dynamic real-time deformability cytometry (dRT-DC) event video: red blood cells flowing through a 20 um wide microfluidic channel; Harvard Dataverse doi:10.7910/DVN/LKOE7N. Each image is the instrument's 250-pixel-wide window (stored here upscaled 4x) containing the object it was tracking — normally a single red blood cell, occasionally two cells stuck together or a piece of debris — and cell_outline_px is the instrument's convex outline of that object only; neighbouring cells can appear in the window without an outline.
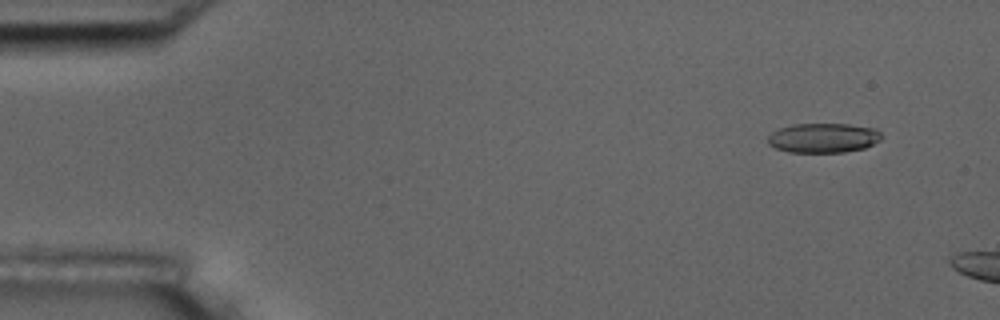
{"species": "common noctule bat (a hibernating species)", "species_latin": "Nyctalus noctula", "temperature_condition": "room temperature", "stored_images_in_passage": 10, "camera_frame_rate_fps": 3000, "um_per_image_px": 0.085, "animal": {"sex": "male", "body_mass_g": 17.5, "forearm_length_mm": 52.3}, "frame": {"image": 1, "passage_image": 5, "time_ms": 1.333, "image_size_px": [1000, 320], "cell_outline_px": [[880, 140], [864, 148], [844, 152], [788, 152], [776, 148], [768, 144], [768, 136], [772, 132], [780, 128], [792, 124], [848, 124], [876, 128], [880, 132]], "centroid_in_image_um": [69.97, 11.72], "position_along_channel_um": 15.0, "area_um2": 19.54}}